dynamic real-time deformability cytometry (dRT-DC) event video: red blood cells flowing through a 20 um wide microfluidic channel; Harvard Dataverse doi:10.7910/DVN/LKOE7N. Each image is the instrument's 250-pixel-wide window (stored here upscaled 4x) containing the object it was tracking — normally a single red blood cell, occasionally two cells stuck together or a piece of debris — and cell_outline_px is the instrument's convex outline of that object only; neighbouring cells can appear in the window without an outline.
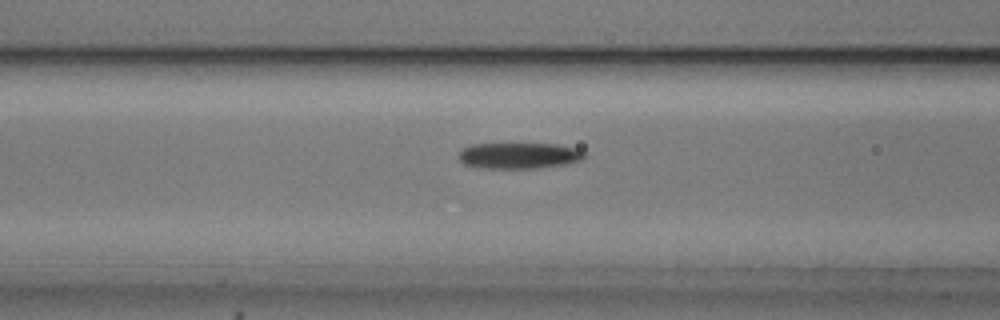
{"species": "common noctule bat (a hibernating species)", "species_latin": "Nyctalus noctula", "temperature_condition": "cold", "stored_images_in_passage": 55, "camera_frame_rate_fps": 3000, "um_per_image_px": 0.085, "animal": {"sex": "male", "body_mass_g": 20.5, "forearm_length_mm": 52.5}, "frame": {"image": 1, "passage_image": 22, "time_ms": 7.0, "image_size_px": [1000, 320], "cell_outline_px": [[584, 156], [580, 160], [564, 164], [540, 168], [480, 168], [464, 164], [460, 160], [460, 152], [468, 144], [556, 144], [580, 148], [584, 152]], "centroid_in_image_um": [44.12, 13.22], "position_along_channel_um": 122.5, "area_um2": 19.02}}
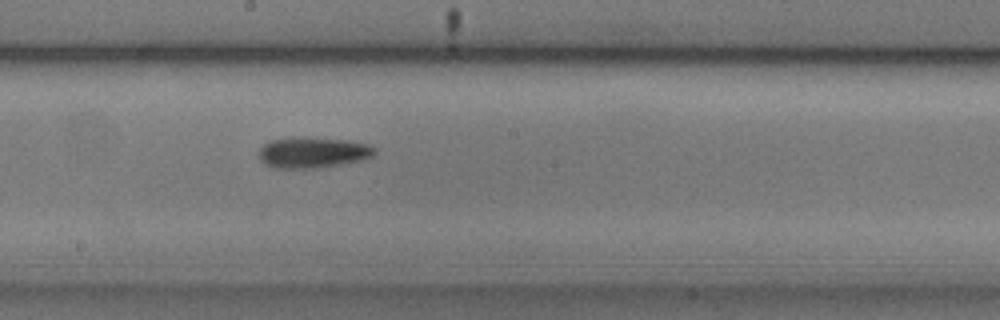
{"frame": {"image": 2, "passage_image": 30, "time_ms": 9.667, "image_size_px": [1000, 320], "cell_outline_px": [[376, 152], [372, 156], [364, 160], [316, 168], [272, 168], [264, 164], [260, 160], [260, 148], [268, 140], [348, 140], [368, 144], [376, 148]], "centroid_in_image_um": [26.62, 13.02], "position_along_channel_um": 221.6, "area_um2": 19.94}}
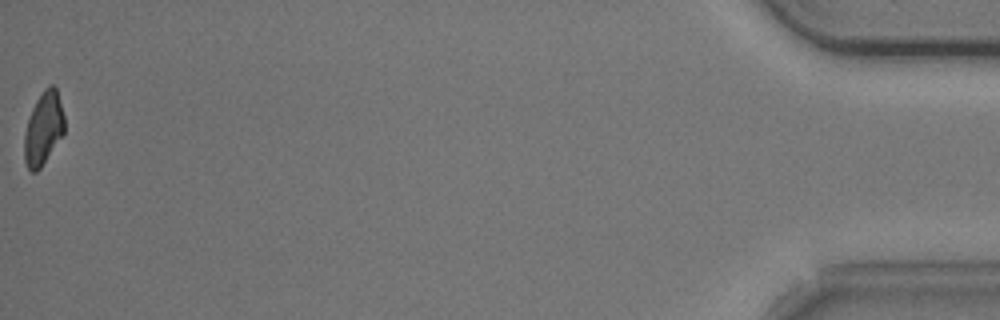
{"frame": {"image": 3, "passage_image": 55, "time_ms": 18.0, "image_size_px": [1000, 320], "cell_outline_px": [[64, 132], [40, 168], [36, 172], [32, 172], [28, 168], [24, 160], [24, 136], [28, 120], [32, 108], [36, 100], [44, 88], [48, 84], [52, 84], [56, 88], [64, 116]], "centroid_in_image_um": [3.68, 10.9], "position_along_channel_um": 431.5, "area_um2": 16.82}, "authors_computed_cell_mechanics": {"area_um2": 19.0162, "velocity_mm_per_s": 3.7111, "shape_relaxation_time_tau1_ms": 4.0122, "shape_relaxation_time_tau2_ms": null, "deformation_change_tau1": 0.1414, "deformation_change_tau2": null}}